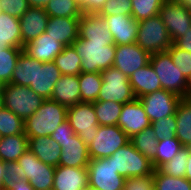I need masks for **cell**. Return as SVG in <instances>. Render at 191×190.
Returning a JSON list of instances; mask_svg holds the SVG:
<instances>
[{
    "label": "cell",
    "instance_id": "1",
    "mask_svg": "<svg viewBox=\"0 0 191 190\" xmlns=\"http://www.w3.org/2000/svg\"><path fill=\"white\" fill-rule=\"evenodd\" d=\"M67 120V107L52 99H45L40 108L24 121L27 137L51 136Z\"/></svg>",
    "mask_w": 191,
    "mask_h": 190
},
{
    "label": "cell",
    "instance_id": "2",
    "mask_svg": "<svg viewBox=\"0 0 191 190\" xmlns=\"http://www.w3.org/2000/svg\"><path fill=\"white\" fill-rule=\"evenodd\" d=\"M72 45L81 58V72L96 73L113 66L116 51L114 42H88L78 38Z\"/></svg>",
    "mask_w": 191,
    "mask_h": 190
},
{
    "label": "cell",
    "instance_id": "3",
    "mask_svg": "<svg viewBox=\"0 0 191 190\" xmlns=\"http://www.w3.org/2000/svg\"><path fill=\"white\" fill-rule=\"evenodd\" d=\"M3 107L9 109L24 121L32 116L45 100L30 87L17 84L2 86Z\"/></svg>",
    "mask_w": 191,
    "mask_h": 190
},
{
    "label": "cell",
    "instance_id": "4",
    "mask_svg": "<svg viewBox=\"0 0 191 190\" xmlns=\"http://www.w3.org/2000/svg\"><path fill=\"white\" fill-rule=\"evenodd\" d=\"M150 64L160 79L162 89L181 98L189 97L188 80L173 63L167 51L152 54Z\"/></svg>",
    "mask_w": 191,
    "mask_h": 190
},
{
    "label": "cell",
    "instance_id": "5",
    "mask_svg": "<svg viewBox=\"0 0 191 190\" xmlns=\"http://www.w3.org/2000/svg\"><path fill=\"white\" fill-rule=\"evenodd\" d=\"M136 43L150 55L165 52L173 41L159 15L138 22Z\"/></svg>",
    "mask_w": 191,
    "mask_h": 190
},
{
    "label": "cell",
    "instance_id": "6",
    "mask_svg": "<svg viewBox=\"0 0 191 190\" xmlns=\"http://www.w3.org/2000/svg\"><path fill=\"white\" fill-rule=\"evenodd\" d=\"M108 161H112L116 172L124 178L153 174L154 171L152 162L141 154L131 142L116 150L108 157Z\"/></svg>",
    "mask_w": 191,
    "mask_h": 190
},
{
    "label": "cell",
    "instance_id": "7",
    "mask_svg": "<svg viewBox=\"0 0 191 190\" xmlns=\"http://www.w3.org/2000/svg\"><path fill=\"white\" fill-rule=\"evenodd\" d=\"M102 86L97 101H113L125 104L136 97L132 91L129 77L115 67L101 71Z\"/></svg>",
    "mask_w": 191,
    "mask_h": 190
},
{
    "label": "cell",
    "instance_id": "8",
    "mask_svg": "<svg viewBox=\"0 0 191 190\" xmlns=\"http://www.w3.org/2000/svg\"><path fill=\"white\" fill-rule=\"evenodd\" d=\"M67 121L75 133L89 147L99 127L93 103L80 102L67 108Z\"/></svg>",
    "mask_w": 191,
    "mask_h": 190
},
{
    "label": "cell",
    "instance_id": "9",
    "mask_svg": "<svg viewBox=\"0 0 191 190\" xmlns=\"http://www.w3.org/2000/svg\"><path fill=\"white\" fill-rule=\"evenodd\" d=\"M128 142L130 138L118 125H99L97 135L88 147L90 159L108 158Z\"/></svg>",
    "mask_w": 191,
    "mask_h": 190
},
{
    "label": "cell",
    "instance_id": "10",
    "mask_svg": "<svg viewBox=\"0 0 191 190\" xmlns=\"http://www.w3.org/2000/svg\"><path fill=\"white\" fill-rule=\"evenodd\" d=\"M17 163L24 170L26 180L34 190H52L56 167L43 163L28 149Z\"/></svg>",
    "mask_w": 191,
    "mask_h": 190
},
{
    "label": "cell",
    "instance_id": "11",
    "mask_svg": "<svg viewBox=\"0 0 191 190\" xmlns=\"http://www.w3.org/2000/svg\"><path fill=\"white\" fill-rule=\"evenodd\" d=\"M89 187L99 190H123L125 178L116 172L108 158L90 159L87 166Z\"/></svg>",
    "mask_w": 191,
    "mask_h": 190
},
{
    "label": "cell",
    "instance_id": "12",
    "mask_svg": "<svg viewBox=\"0 0 191 190\" xmlns=\"http://www.w3.org/2000/svg\"><path fill=\"white\" fill-rule=\"evenodd\" d=\"M173 43L191 28V13L187 5L173 0H165L159 11Z\"/></svg>",
    "mask_w": 191,
    "mask_h": 190
},
{
    "label": "cell",
    "instance_id": "13",
    "mask_svg": "<svg viewBox=\"0 0 191 190\" xmlns=\"http://www.w3.org/2000/svg\"><path fill=\"white\" fill-rule=\"evenodd\" d=\"M151 122L174 115L177 105L182 99L164 89L156 90L138 98Z\"/></svg>",
    "mask_w": 191,
    "mask_h": 190
},
{
    "label": "cell",
    "instance_id": "14",
    "mask_svg": "<svg viewBox=\"0 0 191 190\" xmlns=\"http://www.w3.org/2000/svg\"><path fill=\"white\" fill-rule=\"evenodd\" d=\"M150 56L137 43L116 45L113 67L130 77L135 71L150 63Z\"/></svg>",
    "mask_w": 191,
    "mask_h": 190
},
{
    "label": "cell",
    "instance_id": "15",
    "mask_svg": "<svg viewBox=\"0 0 191 190\" xmlns=\"http://www.w3.org/2000/svg\"><path fill=\"white\" fill-rule=\"evenodd\" d=\"M118 126L129 138L151 126V121L138 98L123 104Z\"/></svg>",
    "mask_w": 191,
    "mask_h": 190
},
{
    "label": "cell",
    "instance_id": "16",
    "mask_svg": "<svg viewBox=\"0 0 191 190\" xmlns=\"http://www.w3.org/2000/svg\"><path fill=\"white\" fill-rule=\"evenodd\" d=\"M60 77L61 72L53 61L43 63L35 59L34 83L29 87L44 99H51L53 88Z\"/></svg>",
    "mask_w": 191,
    "mask_h": 190
},
{
    "label": "cell",
    "instance_id": "17",
    "mask_svg": "<svg viewBox=\"0 0 191 190\" xmlns=\"http://www.w3.org/2000/svg\"><path fill=\"white\" fill-rule=\"evenodd\" d=\"M102 17L113 35L115 45L136 43L138 21H135L132 16L119 14Z\"/></svg>",
    "mask_w": 191,
    "mask_h": 190
},
{
    "label": "cell",
    "instance_id": "18",
    "mask_svg": "<svg viewBox=\"0 0 191 190\" xmlns=\"http://www.w3.org/2000/svg\"><path fill=\"white\" fill-rule=\"evenodd\" d=\"M89 173L87 168L57 166L52 190H87Z\"/></svg>",
    "mask_w": 191,
    "mask_h": 190
},
{
    "label": "cell",
    "instance_id": "19",
    "mask_svg": "<svg viewBox=\"0 0 191 190\" xmlns=\"http://www.w3.org/2000/svg\"><path fill=\"white\" fill-rule=\"evenodd\" d=\"M78 38L88 42H114L106 21L96 13H83L80 17Z\"/></svg>",
    "mask_w": 191,
    "mask_h": 190
},
{
    "label": "cell",
    "instance_id": "20",
    "mask_svg": "<svg viewBox=\"0 0 191 190\" xmlns=\"http://www.w3.org/2000/svg\"><path fill=\"white\" fill-rule=\"evenodd\" d=\"M49 16L44 9L29 7L19 18L22 48L46 31Z\"/></svg>",
    "mask_w": 191,
    "mask_h": 190
},
{
    "label": "cell",
    "instance_id": "21",
    "mask_svg": "<svg viewBox=\"0 0 191 190\" xmlns=\"http://www.w3.org/2000/svg\"><path fill=\"white\" fill-rule=\"evenodd\" d=\"M80 17H49L45 33L64 46L72 45L79 35Z\"/></svg>",
    "mask_w": 191,
    "mask_h": 190
},
{
    "label": "cell",
    "instance_id": "22",
    "mask_svg": "<svg viewBox=\"0 0 191 190\" xmlns=\"http://www.w3.org/2000/svg\"><path fill=\"white\" fill-rule=\"evenodd\" d=\"M61 150L59 166L87 168L90 161L89 149L77 134L62 143Z\"/></svg>",
    "mask_w": 191,
    "mask_h": 190
},
{
    "label": "cell",
    "instance_id": "23",
    "mask_svg": "<svg viewBox=\"0 0 191 190\" xmlns=\"http://www.w3.org/2000/svg\"><path fill=\"white\" fill-rule=\"evenodd\" d=\"M64 45L55 40L52 36L45 32L26 44L23 48L24 52L31 58L41 62H51L61 53Z\"/></svg>",
    "mask_w": 191,
    "mask_h": 190
},
{
    "label": "cell",
    "instance_id": "24",
    "mask_svg": "<svg viewBox=\"0 0 191 190\" xmlns=\"http://www.w3.org/2000/svg\"><path fill=\"white\" fill-rule=\"evenodd\" d=\"M51 99L67 108L80 103L78 75H61L53 88Z\"/></svg>",
    "mask_w": 191,
    "mask_h": 190
},
{
    "label": "cell",
    "instance_id": "25",
    "mask_svg": "<svg viewBox=\"0 0 191 190\" xmlns=\"http://www.w3.org/2000/svg\"><path fill=\"white\" fill-rule=\"evenodd\" d=\"M28 148L43 163L59 166L61 146L50 136L28 137Z\"/></svg>",
    "mask_w": 191,
    "mask_h": 190
},
{
    "label": "cell",
    "instance_id": "26",
    "mask_svg": "<svg viewBox=\"0 0 191 190\" xmlns=\"http://www.w3.org/2000/svg\"><path fill=\"white\" fill-rule=\"evenodd\" d=\"M129 82L136 98L162 89L160 79L150 63L135 71L129 77Z\"/></svg>",
    "mask_w": 191,
    "mask_h": 190
},
{
    "label": "cell",
    "instance_id": "27",
    "mask_svg": "<svg viewBox=\"0 0 191 190\" xmlns=\"http://www.w3.org/2000/svg\"><path fill=\"white\" fill-rule=\"evenodd\" d=\"M22 47L19 18L0 13V48Z\"/></svg>",
    "mask_w": 191,
    "mask_h": 190
},
{
    "label": "cell",
    "instance_id": "28",
    "mask_svg": "<svg viewBox=\"0 0 191 190\" xmlns=\"http://www.w3.org/2000/svg\"><path fill=\"white\" fill-rule=\"evenodd\" d=\"M175 118L177 122L176 138L182 146L191 147V96L179 101Z\"/></svg>",
    "mask_w": 191,
    "mask_h": 190
},
{
    "label": "cell",
    "instance_id": "29",
    "mask_svg": "<svg viewBox=\"0 0 191 190\" xmlns=\"http://www.w3.org/2000/svg\"><path fill=\"white\" fill-rule=\"evenodd\" d=\"M28 149L25 133L0 137V159L5 163L17 161Z\"/></svg>",
    "mask_w": 191,
    "mask_h": 190
},
{
    "label": "cell",
    "instance_id": "30",
    "mask_svg": "<svg viewBox=\"0 0 191 190\" xmlns=\"http://www.w3.org/2000/svg\"><path fill=\"white\" fill-rule=\"evenodd\" d=\"M78 79L80 85L81 102H96L103 82L101 72H81L78 75Z\"/></svg>",
    "mask_w": 191,
    "mask_h": 190
},
{
    "label": "cell",
    "instance_id": "31",
    "mask_svg": "<svg viewBox=\"0 0 191 190\" xmlns=\"http://www.w3.org/2000/svg\"><path fill=\"white\" fill-rule=\"evenodd\" d=\"M61 75H79L81 73V58L73 45L64 46V49L53 60Z\"/></svg>",
    "mask_w": 191,
    "mask_h": 190
},
{
    "label": "cell",
    "instance_id": "32",
    "mask_svg": "<svg viewBox=\"0 0 191 190\" xmlns=\"http://www.w3.org/2000/svg\"><path fill=\"white\" fill-rule=\"evenodd\" d=\"M34 74L35 59L23 51L16 62L11 83L29 87L31 83H34Z\"/></svg>",
    "mask_w": 191,
    "mask_h": 190
},
{
    "label": "cell",
    "instance_id": "33",
    "mask_svg": "<svg viewBox=\"0 0 191 190\" xmlns=\"http://www.w3.org/2000/svg\"><path fill=\"white\" fill-rule=\"evenodd\" d=\"M96 117L100 126L118 125L123 104L113 101L93 102Z\"/></svg>",
    "mask_w": 191,
    "mask_h": 190
},
{
    "label": "cell",
    "instance_id": "34",
    "mask_svg": "<svg viewBox=\"0 0 191 190\" xmlns=\"http://www.w3.org/2000/svg\"><path fill=\"white\" fill-rule=\"evenodd\" d=\"M23 51L22 47L0 48V83L2 85L11 83L16 62Z\"/></svg>",
    "mask_w": 191,
    "mask_h": 190
},
{
    "label": "cell",
    "instance_id": "35",
    "mask_svg": "<svg viewBox=\"0 0 191 190\" xmlns=\"http://www.w3.org/2000/svg\"><path fill=\"white\" fill-rule=\"evenodd\" d=\"M130 142L141 154H143L150 161L154 159L158 141L156 134L151 126L145 128L143 131L131 137Z\"/></svg>",
    "mask_w": 191,
    "mask_h": 190
},
{
    "label": "cell",
    "instance_id": "36",
    "mask_svg": "<svg viewBox=\"0 0 191 190\" xmlns=\"http://www.w3.org/2000/svg\"><path fill=\"white\" fill-rule=\"evenodd\" d=\"M182 148L181 142L176 138H163L157 142V150L151 161L154 169H159L163 164L169 162Z\"/></svg>",
    "mask_w": 191,
    "mask_h": 190
},
{
    "label": "cell",
    "instance_id": "37",
    "mask_svg": "<svg viewBox=\"0 0 191 190\" xmlns=\"http://www.w3.org/2000/svg\"><path fill=\"white\" fill-rule=\"evenodd\" d=\"M44 10L49 17H81L83 15L76 0H49Z\"/></svg>",
    "mask_w": 191,
    "mask_h": 190
},
{
    "label": "cell",
    "instance_id": "38",
    "mask_svg": "<svg viewBox=\"0 0 191 190\" xmlns=\"http://www.w3.org/2000/svg\"><path fill=\"white\" fill-rule=\"evenodd\" d=\"M24 120L9 109H0V137L24 133Z\"/></svg>",
    "mask_w": 191,
    "mask_h": 190
},
{
    "label": "cell",
    "instance_id": "39",
    "mask_svg": "<svg viewBox=\"0 0 191 190\" xmlns=\"http://www.w3.org/2000/svg\"><path fill=\"white\" fill-rule=\"evenodd\" d=\"M191 147L182 146L179 152L167 163L163 164L159 170L172 177H185L187 159Z\"/></svg>",
    "mask_w": 191,
    "mask_h": 190
},
{
    "label": "cell",
    "instance_id": "40",
    "mask_svg": "<svg viewBox=\"0 0 191 190\" xmlns=\"http://www.w3.org/2000/svg\"><path fill=\"white\" fill-rule=\"evenodd\" d=\"M155 190H191V182L185 177H172L154 169Z\"/></svg>",
    "mask_w": 191,
    "mask_h": 190
},
{
    "label": "cell",
    "instance_id": "41",
    "mask_svg": "<svg viewBox=\"0 0 191 190\" xmlns=\"http://www.w3.org/2000/svg\"><path fill=\"white\" fill-rule=\"evenodd\" d=\"M165 0H131V16L135 21H141L159 14Z\"/></svg>",
    "mask_w": 191,
    "mask_h": 190
},
{
    "label": "cell",
    "instance_id": "42",
    "mask_svg": "<svg viewBox=\"0 0 191 190\" xmlns=\"http://www.w3.org/2000/svg\"><path fill=\"white\" fill-rule=\"evenodd\" d=\"M166 51L183 76L189 80L191 77V52L178 48L174 43Z\"/></svg>",
    "mask_w": 191,
    "mask_h": 190
},
{
    "label": "cell",
    "instance_id": "43",
    "mask_svg": "<svg viewBox=\"0 0 191 190\" xmlns=\"http://www.w3.org/2000/svg\"><path fill=\"white\" fill-rule=\"evenodd\" d=\"M151 127L153 128L156 134L157 141H160L163 138L165 139L176 137L175 133L177 129V122L175 114L151 122Z\"/></svg>",
    "mask_w": 191,
    "mask_h": 190
},
{
    "label": "cell",
    "instance_id": "44",
    "mask_svg": "<svg viewBox=\"0 0 191 190\" xmlns=\"http://www.w3.org/2000/svg\"><path fill=\"white\" fill-rule=\"evenodd\" d=\"M132 13L131 0H107L97 13L100 16L129 15Z\"/></svg>",
    "mask_w": 191,
    "mask_h": 190
},
{
    "label": "cell",
    "instance_id": "45",
    "mask_svg": "<svg viewBox=\"0 0 191 190\" xmlns=\"http://www.w3.org/2000/svg\"><path fill=\"white\" fill-rule=\"evenodd\" d=\"M154 175L125 178L123 190H155Z\"/></svg>",
    "mask_w": 191,
    "mask_h": 190
},
{
    "label": "cell",
    "instance_id": "46",
    "mask_svg": "<svg viewBox=\"0 0 191 190\" xmlns=\"http://www.w3.org/2000/svg\"><path fill=\"white\" fill-rule=\"evenodd\" d=\"M1 11L20 18L28 9L26 0H0Z\"/></svg>",
    "mask_w": 191,
    "mask_h": 190
},
{
    "label": "cell",
    "instance_id": "47",
    "mask_svg": "<svg viewBox=\"0 0 191 190\" xmlns=\"http://www.w3.org/2000/svg\"><path fill=\"white\" fill-rule=\"evenodd\" d=\"M5 175L4 183H17L21 179H26V174L17 161L5 163Z\"/></svg>",
    "mask_w": 191,
    "mask_h": 190
},
{
    "label": "cell",
    "instance_id": "48",
    "mask_svg": "<svg viewBox=\"0 0 191 190\" xmlns=\"http://www.w3.org/2000/svg\"><path fill=\"white\" fill-rule=\"evenodd\" d=\"M76 135L75 131L69 125V122L66 120L61 123L58 128L51 134V138H53L60 146L62 143L69 140L71 137Z\"/></svg>",
    "mask_w": 191,
    "mask_h": 190
},
{
    "label": "cell",
    "instance_id": "49",
    "mask_svg": "<svg viewBox=\"0 0 191 190\" xmlns=\"http://www.w3.org/2000/svg\"><path fill=\"white\" fill-rule=\"evenodd\" d=\"M2 190H34L26 179H21L17 183H4Z\"/></svg>",
    "mask_w": 191,
    "mask_h": 190
},
{
    "label": "cell",
    "instance_id": "50",
    "mask_svg": "<svg viewBox=\"0 0 191 190\" xmlns=\"http://www.w3.org/2000/svg\"><path fill=\"white\" fill-rule=\"evenodd\" d=\"M174 44L183 50H186L188 52H191V28L188 30L184 36L179 37Z\"/></svg>",
    "mask_w": 191,
    "mask_h": 190
},
{
    "label": "cell",
    "instance_id": "51",
    "mask_svg": "<svg viewBox=\"0 0 191 190\" xmlns=\"http://www.w3.org/2000/svg\"><path fill=\"white\" fill-rule=\"evenodd\" d=\"M29 7H37L41 9H45L49 0H26Z\"/></svg>",
    "mask_w": 191,
    "mask_h": 190
},
{
    "label": "cell",
    "instance_id": "52",
    "mask_svg": "<svg viewBox=\"0 0 191 190\" xmlns=\"http://www.w3.org/2000/svg\"><path fill=\"white\" fill-rule=\"evenodd\" d=\"M107 0H91V13H98Z\"/></svg>",
    "mask_w": 191,
    "mask_h": 190
},
{
    "label": "cell",
    "instance_id": "53",
    "mask_svg": "<svg viewBox=\"0 0 191 190\" xmlns=\"http://www.w3.org/2000/svg\"><path fill=\"white\" fill-rule=\"evenodd\" d=\"M83 13H91V0H76Z\"/></svg>",
    "mask_w": 191,
    "mask_h": 190
},
{
    "label": "cell",
    "instance_id": "54",
    "mask_svg": "<svg viewBox=\"0 0 191 190\" xmlns=\"http://www.w3.org/2000/svg\"><path fill=\"white\" fill-rule=\"evenodd\" d=\"M5 176V162L0 159V190L3 189Z\"/></svg>",
    "mask_w": 191,
    "mask_h": 190
},
{
    "label": "cell",
    "instance_id": "55",
    "mask_svg": "<svg viewBox=\"0 0 191 190\" xmlns=\"http://www.w3.org/2000/svg\"><path fill=\"white\" fill-rule=\"evenodd\" d=\"M187 168H186V172H185V178L191 182V150L189 152V156L187 159Z\"/></svg>",
    "mask_w": 191,
    "mask_h": 190
},
{
    "label": "cell",
    "instance_id": "56",
    "mask_svg": "<svg viewBox=\"0 0 191 190\" xmlns=\"http://www.w3.org/2000/svg\"><path fill=\"white\" fill-rule=\"evenodd\" d=\"M173 1H176V2H179V3H183L185 5H187L189 2H191V0H173Z\"/></svg>",
    "mask_w": 191,
    "mask_h": 190
},
{
    "label": "cell",
    "instance_id": "57",
    "mask_svg": "<svg viewBox=\"0 0 191 190\" xmlns=\"http://www.w3.org/2000/svg\"><path fill=\"white\" fill-rule=\"evenodd\" d=\"M188 91H189V97L191 96V77L188 80Z\"/></svg>",
    "mask_w": 191,
    "mask_h": 190
},
{
    "label": "cell",
    "instance_id": "58",
    "mask_svg": "<svg viewBox=\"0 0 191 190\" xmlns=\"http://www.w3.org/2000/svg\"><path fill=\"white\" fill-rule=\"evenodd\" d=\"M3 107V95L0 94V109Z\"/></svg>",
    "mask_w": 191,
    "mask_h": 190
},
{
    "label": "cell",
    "instance_id": "59",
    "mask_svg": "<svg viewBox=\"0 0 191 190\" xmlns=\"http://www.w3.org/2000/svg\"><path fill=\"white\" fill-rule=\"evenodd\" d=\"M187 7H188V9H189V11H190V13H191V2H189V3L187 4Z\"/></svg>",
    "mask_w": 191,
    "mask_h": 190
},
{
    "label": "cell",
    "instance_id": "60",
    "mask_svg": "<svg viewBox=\"0 0 191 190\" xmlns=\"http://www.w3.org/2000/svg\"><path fill=\"white\" fill-rule=\"evenodd\" d=\"M2 84L0 83V94H2Z\"/></svg>",
    "mask_w": 191,
    "mask_h": 190
},
{
    "label": "cell",
    "instance_id": "61",
    "mask_svg": "<svg viewBox=\"0 0 191 190\" xmlns=\"http://www.w3.org/2000/svg\"><path fill=\"white\" fill-rule=\"evenodd\" d=\"M87 190H99V189H93V188L88 187Z\"/></svg>",
    "mask_w": 191,
    "mask_h": 190
}]
</instances>
